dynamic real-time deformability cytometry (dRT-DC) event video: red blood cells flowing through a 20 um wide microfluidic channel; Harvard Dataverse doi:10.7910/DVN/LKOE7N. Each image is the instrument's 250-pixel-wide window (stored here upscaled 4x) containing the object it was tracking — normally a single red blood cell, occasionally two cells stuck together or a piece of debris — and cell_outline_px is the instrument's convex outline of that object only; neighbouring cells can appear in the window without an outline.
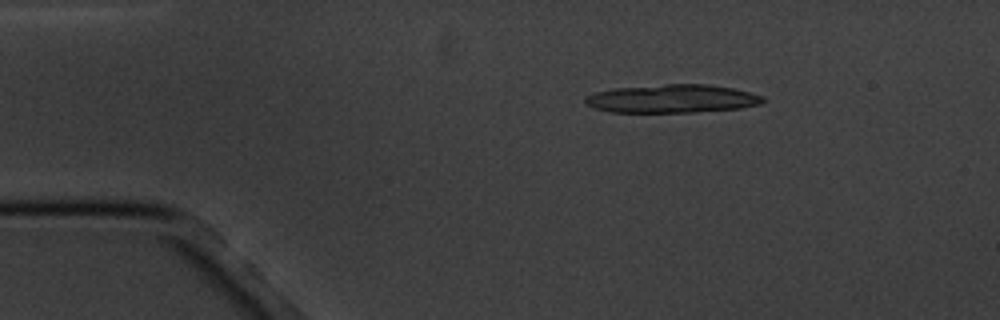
{"species": "common noctule bat (a hibernating species)", "species_latin": "Nyctalus noctula", "temperature_condition": "cold", "stored_images_in_passage": 3, "camera_frame_rate_fps": 3000, "um_per_image_px": 0.085, "animal": {"sex": "male", "body_mass_g": 20.1, "forearm_length_mm": 53.5}, "frame": {"image": 1, "passage_image": 1, "time_ms": 0.0, "image_size_px": [1000, 320], "cell_outline_px": [[764, 100], [760, 104], [740, 108], [692, 112], [612, 112], [596, 108], [584, 104], [584, 100], [588, 96], [596, 92], [616, 88], [664, 84], [708, 84], [732, 88], [764, 96]], "centroid_in_image_um": [57.13, 8.39], "position_along_channel_um": 27.9, "area_um2": 29.07}}